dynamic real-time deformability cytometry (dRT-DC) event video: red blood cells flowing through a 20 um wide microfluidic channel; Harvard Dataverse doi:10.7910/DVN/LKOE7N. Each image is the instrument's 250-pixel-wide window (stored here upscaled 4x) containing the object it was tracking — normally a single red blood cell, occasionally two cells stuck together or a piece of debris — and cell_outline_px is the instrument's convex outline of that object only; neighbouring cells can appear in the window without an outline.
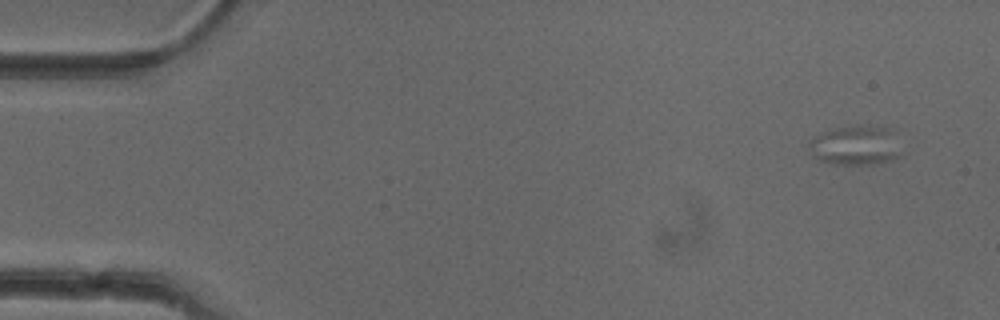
{"species": "common noctule bat (a hibernating species)", "species_latin": "Nyctalus noctula", "temperature_condition": "cold", "stored_images_in_passage": 50, "camera_frame_rate_fps": 3000, "um_per_image_px": 0.085, "animal": {"sex": "female"}, "frame": {"image": 1, "passage_image": 1, "time_ms": 0.0, "image_size_px": [1000, 320], "cell_outline_px": [[900, 156], [876, 164], [836, 164], [820, 160], [816, 156], [808, 144], [808, 140], [824, 132], [836, 128], [856, 124], [884, 124], [892, 132]], "centroid_in_image_um": [72.72, 12.31], "position_along_channel_um": 12.3, "area_um2": 21.1}}
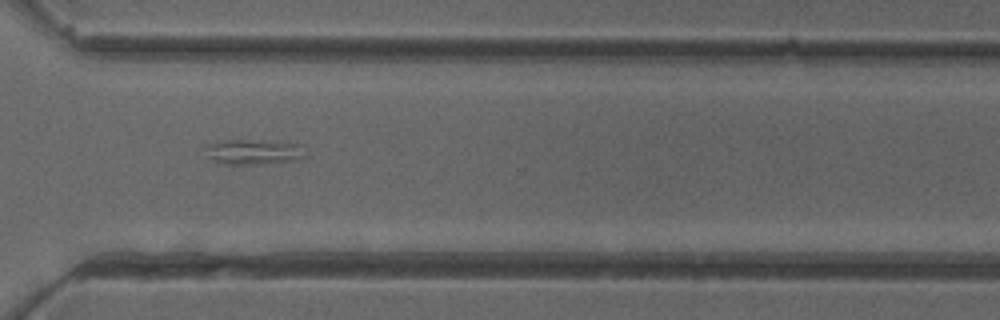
{"frame": {"image": 2, "passage_image": 36, "time_ms": 11.667, "image_size_px": [1000, 320], "cell_outline_px": [[304, 156], [300, 160], [260, 164], [224, 164], [212, 160], [208, 156], [204, 144], [224, 140], [248, 140], [304, 144]], "centroid_in_image_um": [21.55, 12.91], "position_along_channel_um": 349.0, "area_um2": 14.74}}
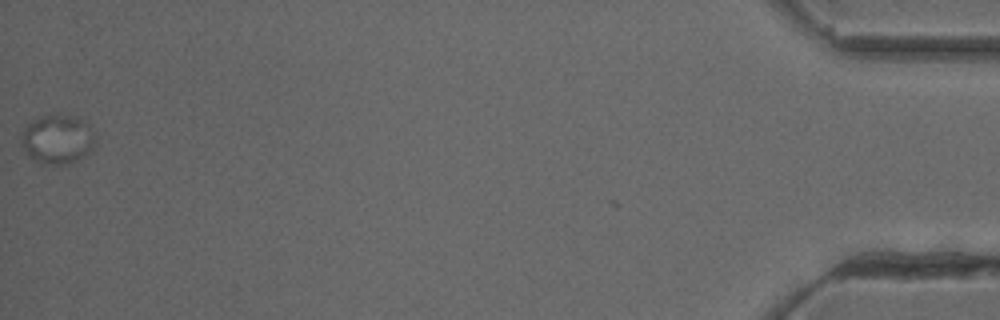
{"frame": {"image": 3, "passage_image": 50, "time_ms": 16.333, "image_size_px": [1000, 320], "cell_outline_px": [[96, 144], [88, 152], [72, 164], [40, 164], [28, 156], [20, 144], [20, 132], [28, 124], [40, 116], [60, 112], [80, 120], [88, 124], [96, 140]], "centroid_in_image_um": [4.84, 11.84], "position_along_channel_um": 430.4, "area_um2": 21.56}}